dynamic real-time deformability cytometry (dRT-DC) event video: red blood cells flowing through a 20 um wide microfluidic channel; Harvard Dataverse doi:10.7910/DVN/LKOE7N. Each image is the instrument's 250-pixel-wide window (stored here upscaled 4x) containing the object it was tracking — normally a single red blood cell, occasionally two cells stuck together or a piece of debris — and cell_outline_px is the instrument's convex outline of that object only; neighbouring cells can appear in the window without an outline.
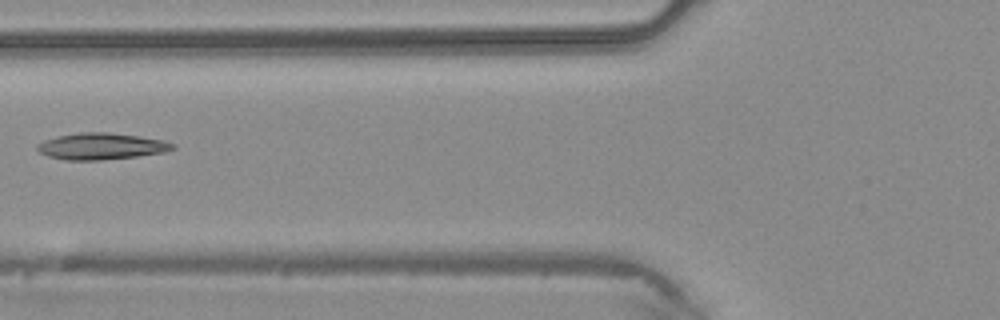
{"species": "common noctule bat (a hibernating species)", "species_latin": "Nyctalus noctula", "temperature_condition": "warm", "stored_images_in_passage": 4, "camera_frame_rate_fps": 3000, "um_per_image_px": 0.085, "animal": {"sex": "male", "body_mass_g": 20.4}, "frame": {"image": 1, "passage_image": 4, "time_ms": 1.0, "image_size_px": [1000, 320], "cell_outline_px": [[176, 148], [164, 152], [136, 156], [100, 160], [64, 160], [48, 156], [40, 152], [36, 148], [36, 144], [44, 140], [60, 136], [80, 132], [108, 132], [140, 136], [164, 140], [176, 144]], "centroid_in_image_um": [8.62, 12.43], "position_along_channel_um": 117.2, "area_um2": 20.92}}